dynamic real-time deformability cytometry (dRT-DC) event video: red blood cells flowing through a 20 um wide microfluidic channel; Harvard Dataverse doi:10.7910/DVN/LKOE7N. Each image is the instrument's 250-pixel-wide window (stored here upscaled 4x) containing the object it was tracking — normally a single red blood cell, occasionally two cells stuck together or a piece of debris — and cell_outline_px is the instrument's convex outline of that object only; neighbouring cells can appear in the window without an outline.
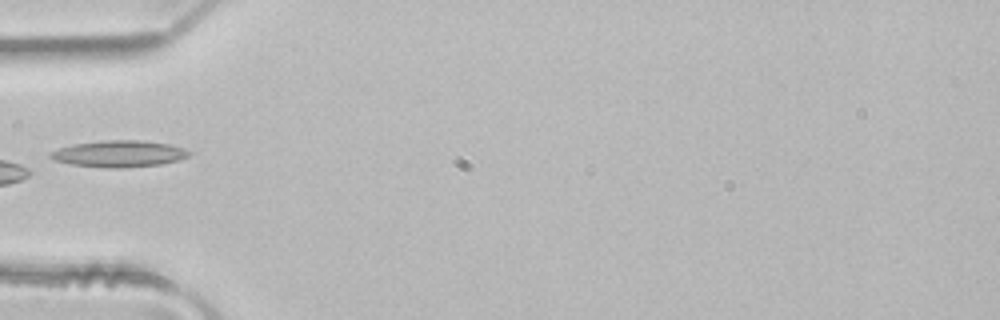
{"species": "common noctule bat (a hibernating species)", "species_latin": "Nyctalus noctula", "temperature_condition": "room temperature", "stored_images_in_passage": 6, "camera_frame_rate_fps": 3000, "um_per_image_px": 0.085, "animal": {"sex": "male", "body_mass_g": 21.5, "forearm_length_mm": 52.0}, "frame": {"image": 1, "passage_image": 5, "time_ms": 1.333, "image_size_px": [1000, 320], "cell_outline_px": [[192, 152], [188, 156], [176, 160], [160, 164], [128, 168], [104, 168], [72, 164], [52, 160], [48, 156], [48, 152], [72, 144], [104, 140], [140, 140], [168, 144], [184, 148]], "centroid_in_image_um": [10.07, 13.07], "position_along_channel_um": 74.9, "area_um2": 21.56}}
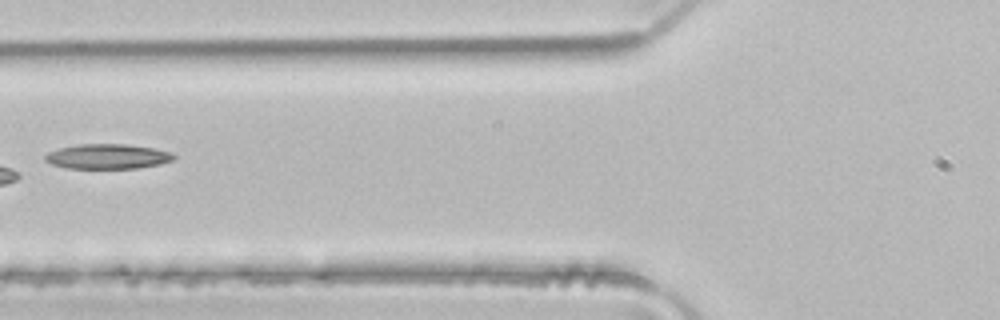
{"frame": {"image": 2, "passage_image": 6, "time_ms": 1.667, "image_size_px": [1000, 320], "cell_outline_px": [[176, 156], [172, 160], [160, 164], [136, 168], [68, 168], [52, 164], [44, 160], [44, 156], [48, 152], [60, 148], [80, 144], [124, 144], [152, 148], [168, 152]], "centroid_in_image_um": [9.11, 13.3], "position_along_channel_um": 116.7, "area_um2": 18.38}}